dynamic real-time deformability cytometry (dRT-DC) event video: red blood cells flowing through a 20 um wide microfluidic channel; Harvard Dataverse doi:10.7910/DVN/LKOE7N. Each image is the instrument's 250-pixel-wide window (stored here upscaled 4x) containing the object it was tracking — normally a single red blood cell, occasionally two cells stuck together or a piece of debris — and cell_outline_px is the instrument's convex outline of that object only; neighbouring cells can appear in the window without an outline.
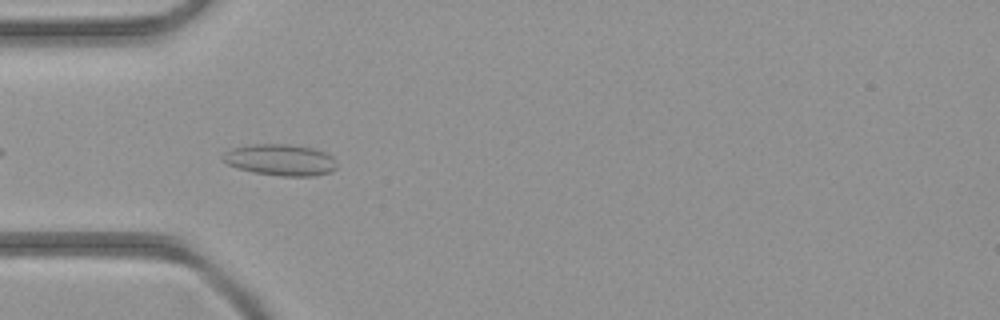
{"species": "common noctule bat (a hibernating species)", "species_latin": "Nyctalus noctula", "temperature_condition": "room temperature", "stored_images_in_passage": 5, "camera_frame_rate_fps": 3000, "um_per_image_px": 0.085, "animal": {"sex": "female", "body_mass_g": 21.9}, "frame": {"image": 1, "passage_image": 4, "time_ms": 3.667, "image_size_px": [1000, 320], "cell_outline_px": [[336, 168], [332, 172], [312, 176], [280, 176], [252, 172], [236, 168], [220, 160], [220, 156], [224, 152], [232, 148], [252, 144], [288, 144], [312, 148], [324, 152], [332, 156], [336, 160]], "centroid_in_image_um": [23.8, 13.59], "position_along_channel_um": 61.2, "area_um2": 21.1}}
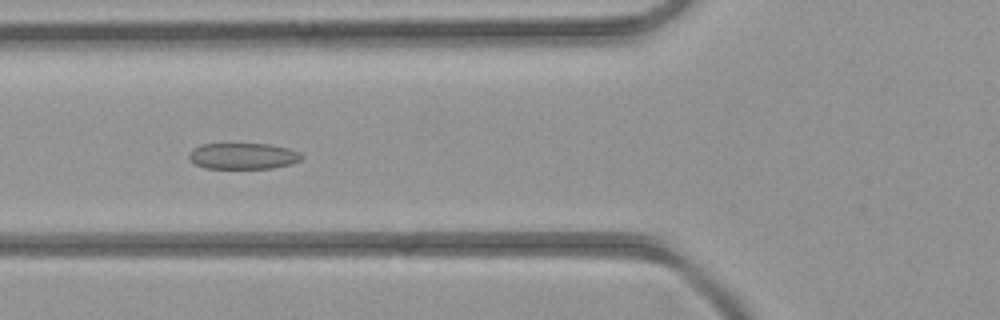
{"frame": {"image": 2, "passage_image": 5, "time_ms": 4.667, "image_size_px": [1000, 320], "cell_outline_px": [[304, 156], [300, 160], [292, 164], [272, 168], [204, 168], [196, 164], [188, 156], [192, 148], [200, 144], [232, 140], [268, 144], [288, 148], [300, 152]], "centroid_in_image_um": [20.63, 13.2], "position_along_channel_um": 105.2, "area_um2": 18.15}}